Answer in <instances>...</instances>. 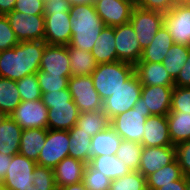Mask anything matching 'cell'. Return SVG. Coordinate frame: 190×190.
I'll list each match as a JSON object with an SVG mask.
<instances>
[{
    "label": "cell",
    "instance_id": "obj_1",
    "mask_svg": "<svg viewBox=\"0 0 190 190\" xmlns=\"http://www.w3.org/2000/svg\"><path fill=\"white\" fill-rule=\"evenodd\" d=\"M46 45L44 40L20 41L12 48L1 51L0 77L18 81L37 73Z\"/></svg>",
    "mask_w": 190,
    "mask_h": 190
},
{
    "label": "cell",
    "instance_id": "obj_2",
    "mask_svg": "<svg viewBox=\"0 0 190 190\" xmlns=\"http://www.w3.org/2000/svg\"><path fill=\"white\" fill-rule=\"evenodd\" d=\"M72 39L70 46L85 51H92L95 41L106 26L96 13L94 4L70 6Z\"/></svg>",
    "mask_w": 190,
    "mask_h": 190
},
{
    "label": "cell",
    "instance_id": "obj_3",
    "mask_svg": "<svg viewBox=\"0 0 190 190\" xmlns=\"http://www.w3.org/2000/svg\"><path fill=\"white\" fill-rule=\"evenodd\" d=\"M70 3L67 0L45 1L44 41L49 45H69L72 39Z\"/></svg>",
    "mask_w": 190,
    "mask_h": 190
},
{
    "label": "cell",
    "instance_id": "obj_4",
    "mask_svg": "<svg viewBox=\"0 0 190 190\" xmlns=\"http://www.w3.org/2000/svg\"><path fill=\"white\" fill-rule=\"evenodd\" d=\"M42 101L48 108L47 129L69 131L76 125L80 112L68 88L42 93Z\"/></svg>",
    "mask_w": 190,
    "mask_h": 190
},
{
    "label": "cell",
    "instance_id": "obj_5",
    "mask_svg": "<svg viewBox=\"0 0 190 190\" xmlns=\"http://www.w3.org/2000/svg\"><path fill=\"white\" fill-rule=\"evenodd\" d=\"M134 73L135 65L116 61L98 64L91 77L96 91L104 101L112 96Z\"/></svg>",
    "mask_w": 190,
    "mask_h": 190
},
{
    "label": "cell",
    "instance_id": "obj_6",
    "mask_svg": "<svg viewBox=\"0 0 190 190\" xmlns=\"http://www.w3.org/2000/svg\"><path fill=\"white\" fill-rule=\"evenodd\" d=\"M150 110H146L140 97L132 109L118 114L110 120V126L122 138V140L142 142L144 124L150 117Z\"/></svg>",
    "mask_w": 190,
    "mask_h": 190
},
{
    "label": "cell",
    "instance_id": "obj_7",
    "mask_svg": "<svg viewBox=\"0 0 190 190\" xmlns=\"http://www.w3.org/2000/svg\"><path fill=\"white\" fill-rule=\"evenodd\" d=\"M142 84L134 73L114 94L102 103V111L111 120L118 114L132 109L141 97Z\"/></svg>",
    "mask_w": 190,
    "mask_h": 190
},
{
    "label": "cell",
    "instance_id": "obj_8",
    "mask_svg": "<svg viewBox=\"0 0 190 190\" xmlns=\"http://www.w3.org/2000/svg\"><path fill=\"white\" fill-rule=\"evenodd\" d=\"M36 165L35 161L19 153L13 155L5 177L1 181L3 190H35L32 179Z\"/></svg>",
    "mask_w": 190,
    "mask_h": 190
},
{
    "label": "cell",
    "instance_id": "obj_9",
    "mask_svg": "<svg viewBox=\"0 0 190 190\" xmlns=\"http://www.w3.org/2000/svg\"><path fill=\"white\" fill-rule=\"evenodd\" d=\"M68 89L80 113L102 110L103 101L94 87L91 75L71 76Z\"/></svg>",
    "mask_w": 190,
    "mask_h": 190
},
{
    "label": "cell",
    "instance_id": "obj_10",
    "mask_svg": "<svg viewBox=\"0 0 190 190\" xmlns=\"http://www.w3.org/2000/svg\"><path fill=\"white\" fill-rule=\"evenodd\" d=\"M137 35L141 49H145L164 25V13L135 6L129 21Z\"/></svg>",
    "mask_w": 190,
    "mask_h": 190
},
{
    "label": "cell",
    "instance_id": "obj_11",
    "mask_svg": "<svg viewBox=\"0 0 190 190\" xmlns=\"http://www.w3.org/2000/svg\"><path fill=\"white\" fill-rule=\"evenodd\" d=\"M66 157H69V131L47 129L37 165L54 169Z\"/></svg>",
    "mask_w": 190,
    "mask_h": 190
},
{
    "label": "cell",
    "instance_id": "obj_12",
    "mask_svg": "<svg viewBox=\"0 0 190 190\" xmlns=\"http://www.w3.org/2000/svg\"><path fill=\"white\" fill-rule=\"evenodd\" d=\"M18 41L44 40L45 18L43 14L28 15L13 10L6 14Z\"/></svg>",
    "mask_w": 190,
    "mask_h": 190
},
{
    "label": "cell",
    "instance_id": "obj_13",
    "mask_svg": "<svg viewBox=\"0 0 190 190\" xmlns=\"http://www.w3.org/2000/svg\"><path fill=\"white\" fill-rule=\"evenodd\" d=\"M23 130L31 128L47 129L48 108L42 99L21 101L9 115Z\"/></svg>",
    "mask_w": 190,
    "mask_h": 190
},
{
    "label": "cell",
    "instance_id": "obj_14",
    "mask_svg": "<svg viewBox=\"0 0 190 190\" xmlns=\"http://www.w3.org/2000/svg\"><path fill=\"white\" fill-rule=\"evenodd\" d=\"M114 29L118 61L136 65L141 59L143 50L131 23L114 26Z\"/></svg>",
    "mask_w": 190,
    "mask_h": 190
},
{
    "label": "cell",
    "instance_id": "obj_15",
    "mask_svg": "<svg viewBox=\"0 0 190 190\" xmlns=\"http://www.w3.org/2000/svg\"><path fill=\"white\" fill-rule=\"evenodd\" d=\"M94 7L103 23L114 27L130 21L135 4L128 0H95Z\"/></svg>",
    "mask_w": 190,
    "mask_h": 190
},
{
    "label": "cell",
    "instance_id": "obj_16",
    "mask_svg": "<svg viewBox=\"0 0 190 190\" xmlns=\"http://www.w3.org/2000/svg\"><path fill=\"white\" fill-rule=\"evenodd\" d=\"M164 26L175 44L190 46V5L174 6L165 13Z\"/></svg>",
    "mask_w": 190,
    "mask_h": 190
},
{
    "label": "cell",
    "instance_id": "obj_17",
    "mask_svg": "<svg viewBox=\"0 0 190 190\" xmlns=\"http://www.w3.org/2000/svg\"><path fill=\"white\" fill-rule=\"evenodd\" d=\"M47 75H62L71 77L70 59L68 45H49L45 46L40 68Z\"/></svg>",
    "mask_w": 190,
    "mask_h": 190
},
{
    "label": "cell",
    "instance_id": "obj_18",
    "mask_svg": "<svg viewBox=\"0 0 190 190\" xmlns=\"http://www.w3.org/2000/svg\"><path fill=\"white\" fill-rule=\"evenodd\" d=\"M175 146H157L142 148L141 162L138 171L146 178L175 160Z\"/></svg>",
    "mask_w": 190,
    "mask_h": 190
},
{
    "label": "cell",
    "instance_id": "obj_19",
    "mask_svg": "<svg viewBox=\"0 0 190 190\" xmlns=\"http://www.w3.org/2000/svg\"><path fill=\"white\" fill-rule=\"evenodd\" d=\"M174 86H142L141 98L151 115H168Z\"/></svg>",
    "mask_w": 190,
    "mask_h": 190
},
{
    "label": "cell",
    "instance_id": "obj_20",
    "mask_svg": "<svg viewBox=\"0 0 190 190\" xmlns=\"http://www.w3.org/2000/svg\"><path fill=\"white\" fill-rule=\"evenodd\" d=\"M141 144L144 147L173 145L169 135L167 115H151L146 118Z\"/></svg>",
    "mask_w": 190,
    "mask_h": 190
},
{
    "label": "cell",
    "instance_id": "obj_21",
    "mask_svg": "<svg viewBox=\"0 0 190 190\" xmlns=\"http://www.w3.org/2000/svg\"><path fill=\"white\" fill-rule=\"evenodd\" d=\"M135 73L142 86H175L162 63L138 62L135 65Z\"/></svg>",
    "mask_w": 190,
    "mask_h": 190
},
{
    "label": "cell",
    "instance_id": "obj_22",
    "mask_svg": "<svg viewBox=\"0 0 190 190\" xmlns=\"http://www.w3.org/2000/svg\"><path fill=\"white\" fill-rule=\"evenodd\" d=\"M87 163L66 157L53 169L57 189L82 181Z\"/></svg>",
    "mask_w": 190,
    "mask_h": 190
},
{
    "label": "cell",
    "instance_id": "obj_23",
    "mask_svg": "<svg viewBox=\"0 0 190 190\" xmlns=\"http://www.w3.org/2000/svg\"><path fill=\"white\" fill-rule=\"evenodd\" d=\"M22 131L10 116H0V153L9 156L18 154Z\"/></svg>",
    "mask_w": 190,
    "mask_h": 190
},
{
    "label": "cell",
    "instance_id": "obj_24",
    "mask_svg": "<svg viewBox=\"0 0 190 190\" xmlns=\"http://www.w3.org/2000/svg\"><path fill=\"white\" fill-rule=\"evenodd\" d=\"M174 44L171 34L163 25L156 33L153 41L143 49L139 62L162 63L167 51Z\"/></svg>",
    "mask_w": 190,
    "mask_h": 190
},
{
    "label": "cell",
    "instance_id": "obj_25",
    "mask_svg": "<svg viewBox=\"0 0 190 190\" xmlns=\"http://www.w3.org/2000/svg\"><path fill=\"white\" fill-rule=\"evenodd\" d=\"M92 55L98 64L118 61L115 49V29L105 26L92 48Z\"/></svg>",
    "mask_w": 190,
    "mask_h": 190
},
{
    "label": "cell",
    "instance_id": "obj_26",
    "mask_svg": "<svg viewBox=\"0 0 190 190\" xmlns=\"http://www.w3.org/2000/svg\"><path fill=\"white\" fill-rule=\"evenodd\" d=\"M47 129L31 128L22 131L19 154L37 162L45 144Z\"/></svg>",
    "mask_w": 190,
    "mask_h": 190
},
{
    "label": "cell",
    "instance_id": "obj_27",
    "mask_svg": "<svg viewBox=\"0 0 190 190\" xmlns=\"http://www.w3.org/2000/svg\"><path fill=\"white\" fill-rule=\"evenodd\" d=\"M122 138L109 126L91 138V158L102 155H116Z\"/></svg>",
    "mask_w": 190,
    "mask_h": 190
},
{
    "label": "cell",
    "instance_id": "obj_28",
    "mask_svg": "<svg viewBox=\"0 0 190 190\" xmlns=\"http://www.w3.org/2000/svg\"><path fill=\"white\" fill-rule=\"evenodd\" d=\"M69 157L87 164L91 160V137L76 125L69 130Z\"/></svg>",
    "mask_w": 190,
    "mask_h": 190
},
{
    "label": "cell",
    "instance_id": "obj_29",
    "mask_svg": "<svg viewBox=\"0 0 190 190\" xmlns=\"http://www.w3.org/2000/svg\"><path fill=\"white\" fill-rule=\"evenodd\" d=\"M89 164L107 176L111 181L128 175L131 172L124 161L118 159L116 155L94 156L91 158Z\"/></svg>",
    "mask_w": 190,
    "mask_h": 190
},
{
    "label": "cell",
    "instance_id": "obj_30",
    "mask_svg": "<svg viewBox=\"0 0 190 190\" xmlns=\"http://www.w3.org/2000/svg\"><path fill=\"white\" fill-rule=\"evenodd\" d=\"M68 53L72 76L91 75L97 68L98 63L91 51H85L68 45Z\"/></svg>",
    "mask_w": 190,
    "mask_h": 190
},
{
    "label": "cell",
    "instance_id": "obj_31",
    "mask_svg": "<svg viewBox=\"0 0 190 190\" xmlns=\"http://www.w3.org/2000/svg\"><path fill=\"white\" fill-rule=\"evenodd\" d=\"M167 121L169 135L174 146L190 140V113L170 111Z\"/></svg>",
    "mask_w": 190,
    "mask_h": 190
},
{
    "label": "cell",
    "instance_id": "obj_32",
    "mask_svg": "<svg viewBox=\"0 0 190 190\" xmlns=\"http://www.w3.org/2000/svg\"><path fill=\"white\" fill-rule=\"evenodd\" d=\"M21 101L16 81L0 77V116H9Z\"/></svg>",
    "mask_w": 190,
    "mask_h": 190
},
{
    "label": "cell",
    "instance_id": "obj_33",
    "mask_svg": "<svg viewBox=\"0 0 190 190\" xmlns=\"http://www.w3.org/2000/svg\"><path fill=\"white\" fill-rule=\"evenodd\" d=\"M76 126L91 138L110 126L109 117L102 111L80 113Z\"/></svg>",
    "mask_w": 190,
    "mask_h": 190
},
{
    "label": "cell",
    "instance_id": "obj_34",
    "mask_svg": "<svg viewBox=\"0 0 190 190\" xmlns=\"http://www.w3.org/2000/svg\"><path fill=\"white\" fill-rule=\"evenodd\" d=\"M167 52L162 64L169 76L175 80L181 69L185 66L190 52V46L174 43Z\"/></svg>",
    "mask_w": 190,
    "mask_h": 190
},
{
    "label": "cell",
    "instance_id": "obj_35",
    "mask_svg": "<svg viewBox=\"0 0 190 190\" xmlns=\"http://www.w3.org/2000/svg\"><path fill=\"white\" fill-rule=\"evenodd\" d=\"M183 176L181 168L175 159L170 164L161 167L155 173L146 177L147 189L156 190L163 185H167L171 181H176Z\"/></svg>",
    "mask_w": 190,
    "mask_h": 190
},
{
    "label": "cell",
    "instance_id": "obj_36",
    "mask_svg": "<svg viewBox=\"0 0 190 190\" xmlns=\"http://www.w3.org/2000/svg\"><path fill=\"white\" fill-rule=\"evenodd\" d=\"M143 145L138 142L122 140L116 153V157L124 161L131 171H138Z\"/></svg>",
    "mask_w": 190,
    "mask_h": 190
},
{
    "label": "cell",
    "instance_id": "obj_37",
    "mask_svg": "<svg viewBox=\"0 0 190 190\" xmlns=\"http://www.w3.org/2000/svg\"><path fill=\"white\" fill-rule=\"evenodd\" d=\"M109 190H148L146 178L139 171H131L128 175L111 181Z\"/></svg>",
    "mask_w": 190,
    "mask_h": 190
},
{
    "label": "cell",
    "instance_id": "obj_38",
    "mask_svg": "<svg viewBox=\"0 0 190 190\" xmlns=\"http://www.w3.org/2000/svg\"><path fill=\"white\" fill-rule=\"evenodd\" d=\"M16 85L22 101H35L42 99V93L36 73L25 76L16 81Z\"/></svg>",
    "mask_w": 190,
    "mask_h": 190
},
{
    "label": "cell",
    "instance_id": "obj_39",
    "mask_svg": "<svg viewBox=\"0 0 190 190\" xmlns=\"http://www.w3.org/2000/svg\"><path fill=\"white\" fill-rule=\"evenodd\" d=\"M82 183L86 189L109 190L111 180L88 163L83 174Z\"/></svg>",
    "mask_w": 190,
    "mask_h": 190
},
{
    "label": "cell",
    "instance_id": "obj_40",
    "mask_svg": "<svg viewBox=\"0 0 190 190\" xmlns=\"http://www.w3.org/2000/svg\"><path fill=\"white\" fill-rule=\"evenodd\" d=\"M39 82L41 93H48L52 91H59L68 88V80L70 77H63L62 75H47V73L39 70L36 73Z\"/></svg>",
    "mask_w": 190,
    "mask_h": 190
},
{
    "label": "cell",
    "instance_id": "obj_41",
    "mask_svg": "<svg viewBox=\"0 0 190 190\" xmlns=\"http://www.w3.org/2000/svg\"><path fill=\"white\" fill-rule=\"evenodd\" d=\"M32 181L35 190H57L52 168L36 165Z\"/></svg>",
    "mask_w": 190,
    "mask_h": 190
},
{
    "label": "cell",
    "instance_id": "obj_42",
    "mask_svg": "<svg viewBox=\"0 0 190 190\" xmlns=\"http://www.w3.org/2000/svg\"><path fill=\"white\" fill-rule=\"evenodd\" d=\"M170 111L190 113V87L174 86Z\"/></svg>",
    "mask_w": 190,
    "mask_h": 190
},
{
    "label": "cell",
    "instance_id": "obj_43",
    "mask_svg": "<svg viewBox=\"0 0 190 190\" xmlns=\"http://www.w3.org/2000/svg\"><path fill=\"white\" fill-rule=\"evenodd\" d=\"M19 43L6 15H0V51L10 49Z\"/></svg>",
    "mask_w": 190,
    "mask_h": 190
},
{
    "label": "cell",
    "instance_id": "obj_44",
    "mask_svg": "<svg viewBox=\"0 0 190 190\" xmlns=\"http://www.w3.org/2000/svg\"><path fill=\"white\" fill-rule=\"evenodd\" d=\"M175 158L183 175L190 177V140L175 146Z\"/></svg>",
    "mask_w": 190,
    "mask_h": 190
},
{
    "label": "cell",
    "instance_id": "obj_45",
    "mask_svg": "<svg viewBox=\"0 0 190 190\" xmlns=\"http://www.w3.org/2000/svg\"><path fill=\"white\" fill-rule=\"evenodd\" d=\"M45 0H16L14 10L28 15L44 14Z\"/></svg>",
    "mask_w": 190,
    "mask_h": 190
},
{
    "label": "cell",
    "instance_id": "obj_46",
    "mask_svg": "<svg viewBox=\"0 0 190 190\" xmlns=\"http://www.w3.org/2000/svg\"><path fill=\"white\" fill-rule=\"evenodd\" d=\"M135 6L164 14L174 7L171 0H135Z\"/></svg>",
    "mask_w": 190,
    "mask_h": 190
},
{
    "label": "cell",
    "instance_id": "obj_47",
    "mask_svg": "<svg viewBox=\"0 0 190 190\" xmlns=\"http://www.w3.org/2000/svg\"><path fill=\"white\" fill-rule=\"evenodd\" d=\"M177 87H190V52L185 66L179 72L177 78L174 80Z\"/></svg>",
    "mask_w": 190,
    "mask_h": 190
},
{
    "label": "cell",
    "instance_id": "obj_48",
    "mask_svg": "<svg viewBox=\"0 0 190 190\" xmlns=\"http://www.w3.org/2000/svg\"><path fill=\"white\" fill-rule=\"evenodd\" d=\"M156 190H187V177L183 175L180 179L171 181Z\"/></svg>",
    "mask_w": 190,
    "mask_h": 190
},
{
    "label": "cell",
    "instance_id": "obj_49",
    "mask_svg": "<svg viewBox=\"0 0 190 190\" xmlns=\"http://www.w3.org/2000/svg\"><path fill=\"white\" fill-rule=\"evenodd\" d=\"M12 156L0 153V182L5 177L8 166L11 162Z\"/></svg>",
    "mask_w": 190,
    "mask_h": 190
},
{
    "label": "cell",
    "instance_id": "obj_50",
    "mask_svg": "<svg viewBox=\"0 0 190 190\" xmlns=\"http://www.w3.org/2000/svg\"><path fill=\"white\" fill-rule=\"evenodd\" d=\"M16 0H0V15H6L12 12L15 7Z\"/></svg>",
    "mask_w": 190,
    "mask_h": 190
},
{
    "label": "cell",
    "instance_id": "obj_51",
    "mask_svg": "<svg viewBox=\"0 0 190 190\" xmlns=\"http://www.w3.org/2000/svg\"><path fill=\"white\" fill-rule=\"evenodd\" d=\"M57 190H87V189L81 181L79 183L66 185L64 187L58 188Z\"/></svg>",
    "mask_w": 190,
    "mask_h": 190
},
{
    "label": "cell",
    "instance_id": "obj_52",
    "mask_svg": "<svg viewBox=\"0 0 190 190\" xmlns=\"http://www.w3.org/2000/svg\"><path fill=\"white\" fill-rule=\"evenodd\" d=\"M95 0H68L71 6L78 4H94Z\"/></svg>",
    "mask_w": 190,
    "mask_h": 190
},
{
    "label": "cell",
    "instance_id": "obj_53",
    "mask_svg": "<svg viewBox=\"0 0 190 190\" xmlns=\"http://www.w3.org/2000/svg\"><path fill=\"white\" fill-rule=\"evenodd\" d=\"M173 6L190 5V0H171Z\"/></svg>",
    "mask_w": 190,
    "mask_h": 190
},
{
    "label": "cell",
    "instance_id": "obj_54",
    "mask_svg": "<svg viewBox=\"0 0 190 190\" xmlns=\"http://www.w3.org/2000/svg\"><path fill=\"white\" fill-rule=\"evenodd\" d=\"M187 190H190V177H187Z\"/></svg>",
    "mask_w": 190,
    "mask_h": 190
},
{
    "label": "cell",
    "instance_id": "obj_55",
    "mask_svg": "<svg viewBox=\"0 0 190 190\" xmlns=\"http://www.w3.org/2000/svg\"><path fill=\"white\" fill-rule=\"evenodd\" d=\"M0 190H3V187H2V184H1V182H0Z\"/></svg>",
    "mask_w": 190,
    "mask_h": 190
}]
</instances>
